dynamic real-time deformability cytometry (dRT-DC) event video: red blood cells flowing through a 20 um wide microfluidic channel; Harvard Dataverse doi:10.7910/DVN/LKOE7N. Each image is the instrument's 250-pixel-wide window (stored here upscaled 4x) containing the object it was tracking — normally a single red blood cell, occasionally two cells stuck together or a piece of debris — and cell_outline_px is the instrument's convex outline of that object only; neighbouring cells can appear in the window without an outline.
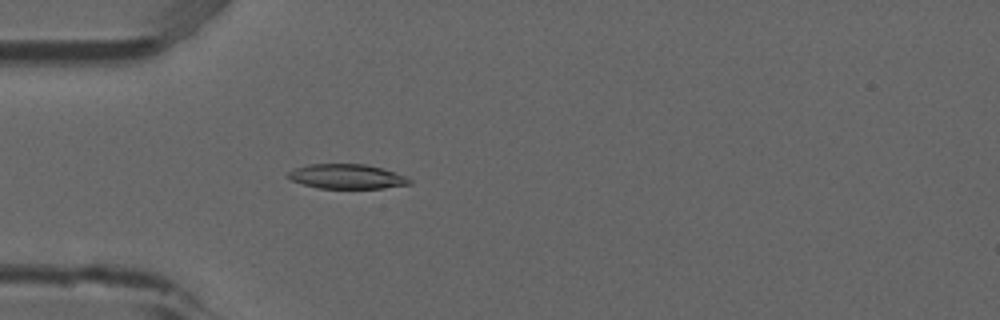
{"species": "common noctule bat (a hibernating species)", "species_latin": "Nyctalus noctula", "temperature_condition": "room temperature", "stored_images_in_passage": 53, "camera_frame_rate_fps": 3000, "um_per_image_px": 0.085, "animal": {"sex": "male", "forearm_length_mm": 52.5}, "frame": {"image": 1, "passage_image": 16, "time_ms": 5.0, "image_size_px": [1000, 320], "cell_outline_px": [[412, 184], [384, 188], [316, 188], [292, 180], [288, 176], [288, 172], [296, 168], [308, 164], [364, 164], [380, 168], [404, 176], [412, 180]], "centroid_in_image_um": [29.48, 15.01], "position_along_channel_um": 55.5, "area_um2": 17.17}}
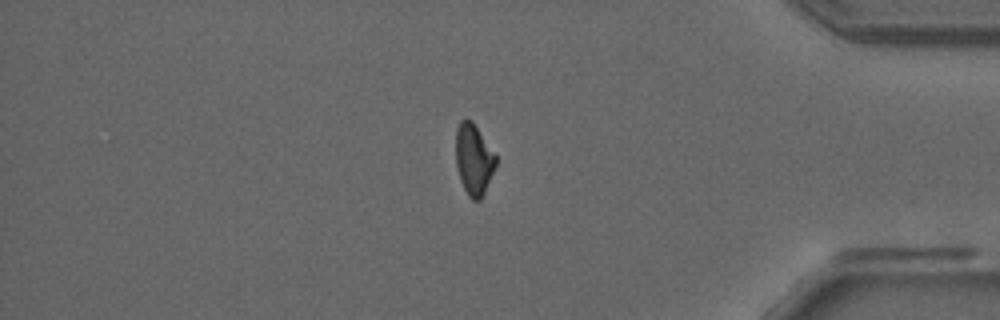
{"frame": {"image": 2, "passage_image": 45, "time_ms": 14.667, "image_size_px": [1000, 320], "cell_outline_px": [[496, 164], [484, 192], [480, 200], [472, 200], [468, 196], [460, 180], [456, 164], [456, 128], [460, 120], [472, 120], [496, 156]], "centroid_in_image_um": [40.25, 13.54], "position_along_channel_um": 395.0, "area_um2": 16.3}}
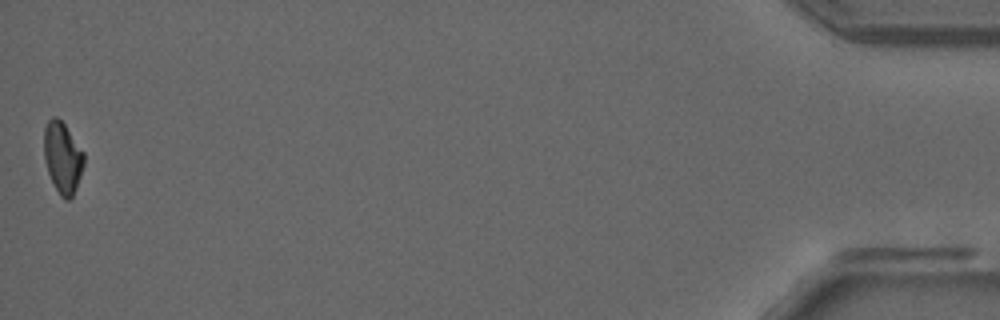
{"frame": {"image": 3, "passage_image": 53, "time_ms": 17.333, "image_size_px": [1000, 320], "cell_outline_px": [[84, 164], [76, 188], [72, 196], [68, 200], [64, 200], [60, 196], [48, 172], [44, 160], [44, 128], [48, 120], [52, 116], [56, 116], [64, 124], [84, 152]], "centroid_in_image_um": [5.31, 13.38], "position_along_channel_um": 429.9, "area_um2": 16.47}, "authors_computed_cell_mechanics": {"area_um2": 17.34, "velocity_mm_per_s": 3.8724, "shape_relaxation_time_tau1_ms": 7.0497, "shape_relaxation_time_tau2_ms": 11.0829, "deformation_change_tau1": 0.1821, "deformation_change_tau2": 0.1784}}